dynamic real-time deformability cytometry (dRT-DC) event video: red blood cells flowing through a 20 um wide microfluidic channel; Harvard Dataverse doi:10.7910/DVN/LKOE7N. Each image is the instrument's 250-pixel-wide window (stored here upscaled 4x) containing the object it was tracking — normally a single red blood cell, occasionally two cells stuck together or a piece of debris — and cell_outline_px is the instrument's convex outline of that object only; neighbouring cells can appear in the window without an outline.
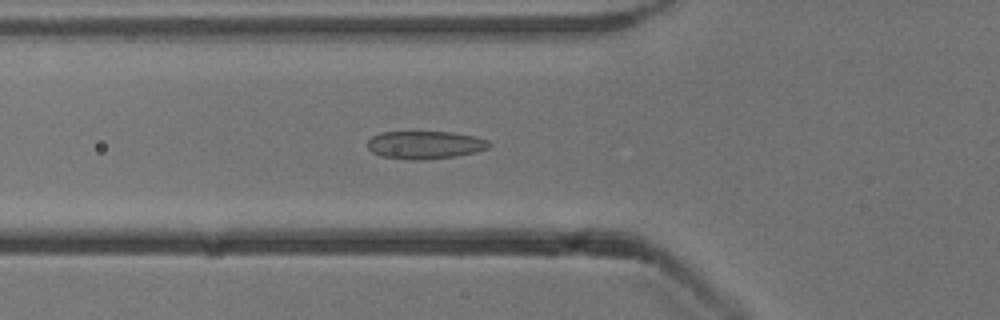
{"species": "common noctule bat (a hibernating species)", "species_latin": "Nyctalus noctula", "temperature_condition": "cold", "stored_images_in_passage": 53, "camera_frame_rate_fps": 3000, "um_per_image_px": 0.085, "animal": {"sex": "male", "body_mass_g": 13.3}, "frame": {"image": 1, "passage_image": 19, "time_ms": 6.0, "image_size_px": [1000, 320], "cell_outline_px": [[492, 144], [488, 148], [476, 152], [456, 156], [420, 160], [408, 160], [380, 156], [372, 152], [368, 148], [368, 140], [372, 136], [380, 132], [452, 132], [476, 136], [488, 140]], "centroid_in_image_um": [36.13, 12.32], "position_along_channel_um": 89.7, "area_um2": 19.94}}
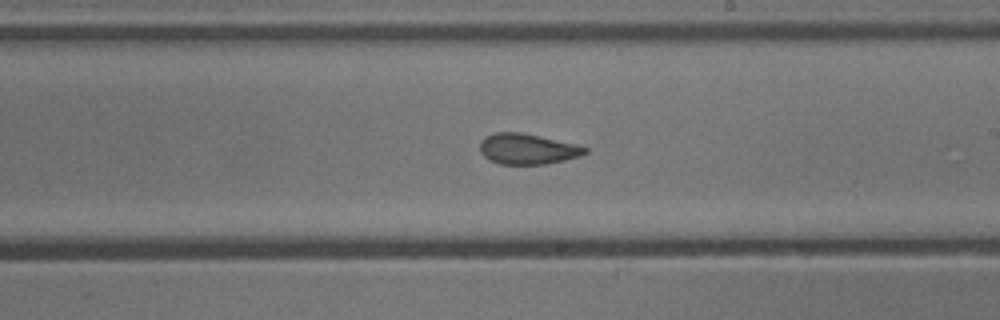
{"frame": {"image": 2, "passage_image": 31, "time_ms": 10.0, "image_size_px": [1000, 320], "cell_outline_px": [[588, 152], [580, 156], [564, 160], [544, 164], [500, 164], [488, 160], [480, 152], [480, 140], [484, 136], [496, 132], [520, 132], [576, 144], [588, 148]], "centroid_in_image_um": [44.8, 12.66], "position_along_channel_um": 244.2, "area_um2": 18.79}}
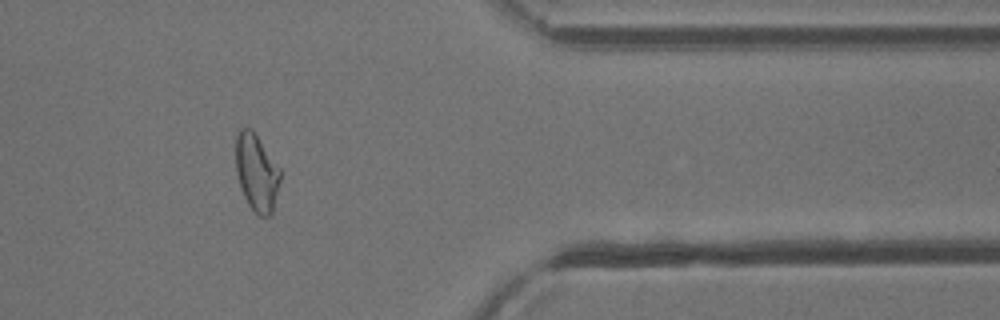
{"frame": {"image": 3, "passage_image": 44, "time_ms": 14.333, "image_size_px": [1000, 320], "cell_outline_px": [[280, 180], [272, 212], [268, 216], [260, 216], [248, 204], [240, 188], [236, 172], [236, 136], [240, 128], [252, 128], [280, 168]], "centroid_in_image_um": [21.8, 14.63], "position_along_channel_um": 389.6, "area_um2": 19.88}, "authors_computed_cell_mechanics": {"area_um2": 20.1722, "velocity_mm_per_s": 3.8509, "shape_relaxation_time_tau1_ms": 11.2025, "shape_relaxation_time_tau2_ms": 1.4209, "deformation_change_tau1": 0.2168, "deformation_change_tau2": 0.0804}}